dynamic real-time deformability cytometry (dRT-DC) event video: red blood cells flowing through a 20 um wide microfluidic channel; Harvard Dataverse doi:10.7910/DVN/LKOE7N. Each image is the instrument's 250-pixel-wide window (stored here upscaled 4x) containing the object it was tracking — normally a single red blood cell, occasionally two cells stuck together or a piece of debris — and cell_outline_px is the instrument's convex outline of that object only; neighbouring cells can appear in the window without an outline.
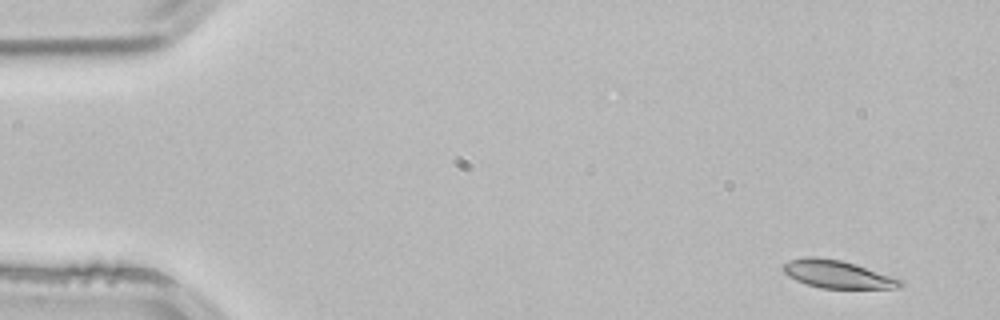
{"species": "common noctule bat (a hibernating species)", "species_latin": "Nyctalus noctula", "temperature_condition": "room temperature", "stored_images_in_passage": 2, "camera_frame_rate_fps": 3000, "um_per_image_px": 0.085, "animal": {"sex": "male", "body_mass_g": 21.5, "forearm_length_mm": 52.0}, "frame": {"image": 1, "passage_image": 1, "time_ms": 0.0, "image_size_px": [1000, 320], "cell_outline_px": [[904, 284], [900, 288], [820, 288], [796, 280], [788, 276], [780, 268], [780, 264], [788, 260], [804, 256], [816, 256], [840, 260], [856, 264], [904, 280]], "centroid_in_image_um": [71.14, 23.29], "position_along_channel_um": 13.9, "area_um2": 19.25}}
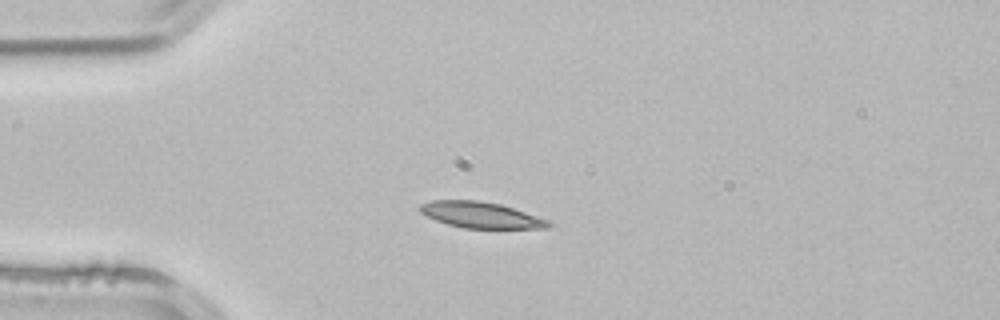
{"frame": {"image": 2, "passage_image": 2, "time_ms": 0.333, "image_size_px": [1000, 320], "cell_outline_px": [[552, 224], [548, 228], [464, 228], [448, 224], [436, 220], [420, 212], [416, 208], [420, 204], [432, 200], [480, 200], [500, 204], [548, 220]], "centroid_in_image_um": [40.82, 18.26], "position_along_channel_um": 44.2, "area_um2": 19.36}}